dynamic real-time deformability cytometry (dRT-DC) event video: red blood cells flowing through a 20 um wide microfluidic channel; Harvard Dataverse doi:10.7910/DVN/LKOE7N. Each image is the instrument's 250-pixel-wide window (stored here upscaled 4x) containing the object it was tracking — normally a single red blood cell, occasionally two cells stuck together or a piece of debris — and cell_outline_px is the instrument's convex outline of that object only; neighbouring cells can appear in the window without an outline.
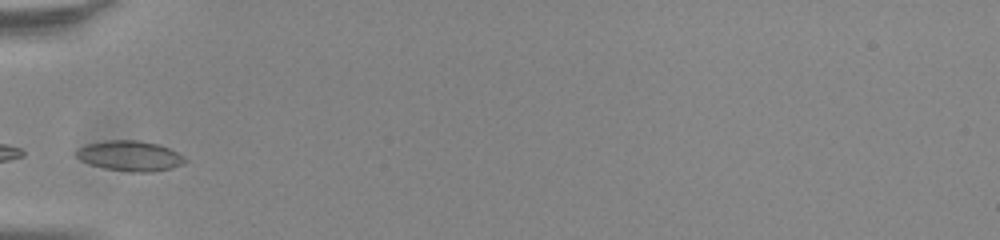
{"species": "common noctule bat (a hibernating species)", "species_latin": "Nyctalus noctula", "temperature_condition": "room temperature", "stored_images_in_passage": 33, "camera_frame_rate_fps": 3000, "um_per_image_px": 0.085, "animal": {"sex": "male", "body_mass_g": 20.0, "forearm_length_mm": 53.3}, "frame": {"image": 1, "passage_image": 1, "time_ms": 0.0, "image_size_px": [1000, 240], "cell_outline_px": [[188, 160], [184, 164], [172, 168], [152, 172], [132, 172], [104, 168], [80, 160], [76, 156], [76, 148], [88, 144], [108, 140], [136, 140], [160, 144], [184, 156]], "centroid_in_image_um": [11.07, 13.25], "position_along_channel_um": 73.9, "area_um2": 19.19}, "authors_computed_cell_mechanics": {"area_um2": 17.34, "velocity_mm_per_s": 3.7729, "shape_relaxation_time_tau1_ms": 1.9932, "shape_relaxation_time_tau2_ms": 5.1637, "deformation_change_tau1": 0.0593, "deformation_change_tau2": 0.0907}}